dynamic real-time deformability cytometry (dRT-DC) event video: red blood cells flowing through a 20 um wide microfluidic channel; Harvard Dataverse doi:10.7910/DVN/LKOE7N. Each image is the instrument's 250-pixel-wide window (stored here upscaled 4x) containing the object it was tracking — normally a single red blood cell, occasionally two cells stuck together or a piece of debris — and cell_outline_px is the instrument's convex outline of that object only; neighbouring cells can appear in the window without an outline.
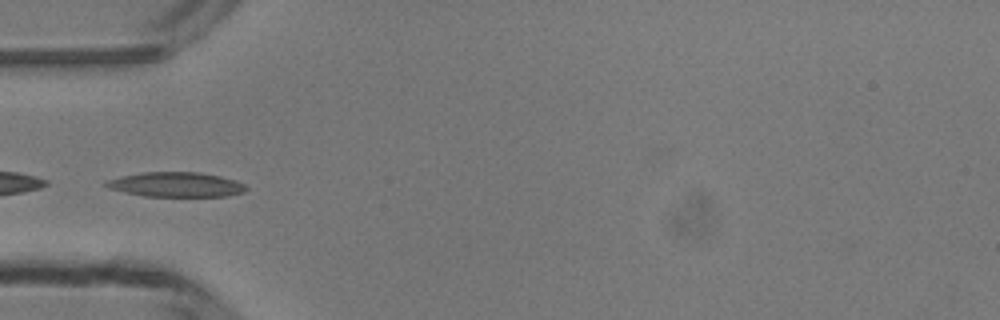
{"species": "common noctule bat (a hibernating species)", "species_latin": "Nyctalus noctula", "temperature_condition": "room temperature", "stored_images_in_passage": 42, "camera_frame_rate_fps": 3000, "um_per_image_px": 0.085, "animal": {"sex": "male", "body_mass_g": 13.3}, "frame": {"image": 1, "passage_image": 16, "time_ms": 5.0, "image_size_px": [1000, 320], "cell_outline_px": [[248, 188], [244, 192], [228, 196], [144, 196], [112, 188], [100, 184], [108, 180], [120, 176], [144, 172], [200, 172], [220, 176], [236, 180], [244, 184]], "centroid_in_image_um": [15.0, 15.68], "position_along_channel_um": 70.0, "area_um2": 20.06}}
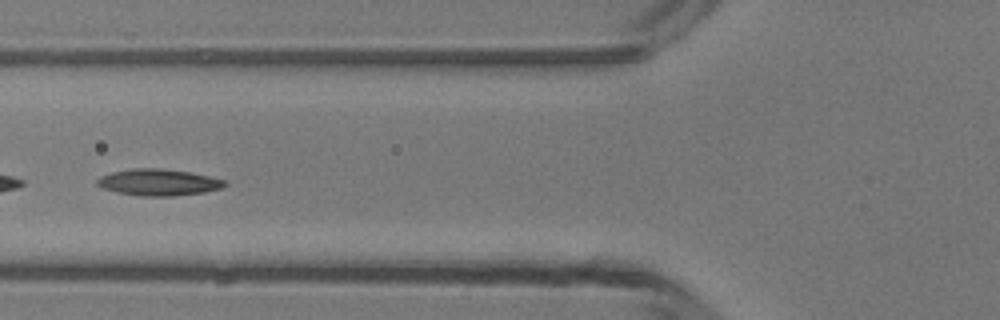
{"frame": {"image": 2, "passage_image": 19, "time_ms": 6.0, "image_size_px": [1000, 320], "cell_outline_px": [[228, 184], [224, 188], [204, 192], [172, 196], [140, 196], [116, 192], [104, 188], [96, 184], [96, 180], [100, 176], [112, 172], [132, 168], [160, 168], [188, 172], [208, 176], [224, 180]], "centroid_in_image_um": [13.47, 15.5], "position_along_channel_um": 112.3, "area_um2": 19.71}}
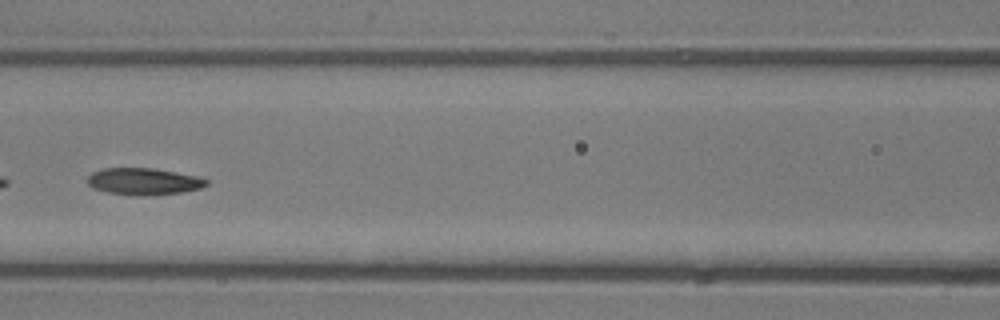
{"frame": {"image": 3, "passage_image": 22, "time_ms": 7.0, "image_size_px": [1000, 320], "cell_outline_px": [[208, 184], [200, 188], [184, 192], [152, 196], [136, 196], [108, 192], [92, 188], [84, 180], [92, 172], [104, 168], [152, 168], [200, 176], [208, 180]], "centroid_in_image_um": [12.21, 15.43], "position_along_channel_um": 154.4, "area_um2": 18.96}, "authors_computed_cell_mechanics": {"area_um2": 19.652, "velocity_mm_per_s": 4.1781, "shape_relaxation_time_tau1_ms": 2.355, "shape_relaxation_time_tau2_ms": 5.1103, "deformation_change_tau1": 0.1169, "deformation_change_tau2": 0.1243}}